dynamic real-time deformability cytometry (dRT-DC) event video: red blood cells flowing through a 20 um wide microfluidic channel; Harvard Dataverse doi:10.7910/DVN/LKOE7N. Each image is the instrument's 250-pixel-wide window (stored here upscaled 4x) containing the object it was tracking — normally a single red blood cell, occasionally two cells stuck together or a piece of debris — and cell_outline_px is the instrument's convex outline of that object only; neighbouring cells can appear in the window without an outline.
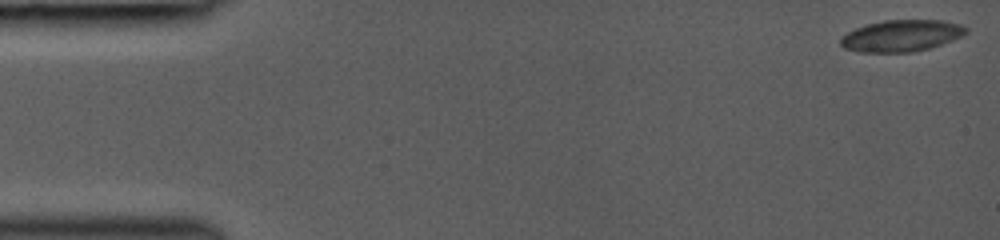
{"species": "common noctule bat (a hibernating species)", "species_latin": "Nyctalus noctula", "temperature_condition": "room temperature", "stored_images_in_passage": 10, "camera_frame_rate_fps": 3000, "um_per_image_px": 0.085, "animal": {"sex": "female", "body_mass_g": 19.0, "forearm_length_mm": 53.3}, "frame": {"image": 1, "passage_image": 1, "time_ms": 0.0, "image_size_px": [1000, 240], "cell_outline_px": [[968, 32], [964, 36], [928, 48], [912, 52], [860, 52], [844, 48], [840, 44], [840, 36], [864, 24], [884, 20], [944, 20], [964, 24], [968, 28]], "centroid_in_image_um": [76.64, 3.02], "position_along_channel_um": 8.4, "area_um2": 23.35}}
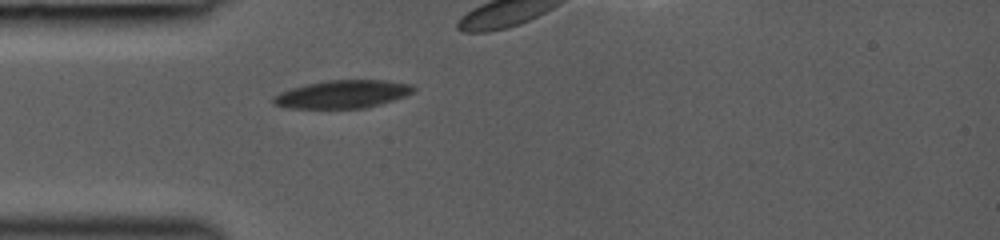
{"frame": {"image": 2, "passage_image": 9, "time_ms": 4.333, "image_size_px": [1000, 240], "cell_outline_px": [[416, 88], [412, 92], [404, 96], [380, 104], [364, 108], [288, 108], [272, 104], [272, 96], [280, 92], [304, 84], [324, 80], [384, 80], [412, 84]], "centroid_in_image_um": [29.07, 8.0], "position_along_channel_um": 55.9, "area_um2": 22.89}}